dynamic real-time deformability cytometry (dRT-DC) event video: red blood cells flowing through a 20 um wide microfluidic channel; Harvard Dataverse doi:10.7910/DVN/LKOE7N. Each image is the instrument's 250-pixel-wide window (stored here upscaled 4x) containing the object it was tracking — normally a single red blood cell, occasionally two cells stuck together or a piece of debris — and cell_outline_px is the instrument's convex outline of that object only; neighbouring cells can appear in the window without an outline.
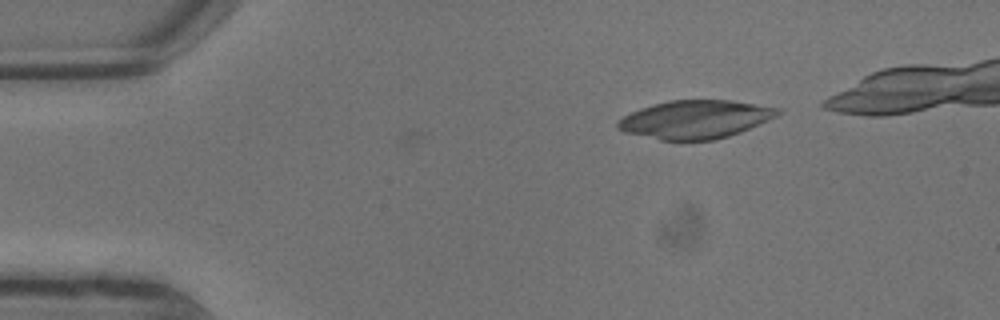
{"species": "common noctule bat (a hibernating species)", "species_latin": "Nyctalus noctula", "temperature_condition": "warm", "stored_images_in_passage": 6, "camera_frame_rate_fps": 3000, "um_per_image_px": 0.085, "animal": {"sex": "male", "body_mass_g": 13.3}, "frame": {"image": 1, "passage_image": 1, "time_ms": 0.0, "image_size_px": [1000, 320], "cell_outline_px": [[784, 112], [768, 120], [740, 132], [716, 140], [660, 140], [624, 132], [616, 128], [616, 124], [624, 116], [640, 108], [652, 104], [668, 100], [732, 100], [784, 108]], "centroid_in_image_um": [59.14, 10.14], "position_along_channel_um": 25.9, "area_um2": 35.84}}